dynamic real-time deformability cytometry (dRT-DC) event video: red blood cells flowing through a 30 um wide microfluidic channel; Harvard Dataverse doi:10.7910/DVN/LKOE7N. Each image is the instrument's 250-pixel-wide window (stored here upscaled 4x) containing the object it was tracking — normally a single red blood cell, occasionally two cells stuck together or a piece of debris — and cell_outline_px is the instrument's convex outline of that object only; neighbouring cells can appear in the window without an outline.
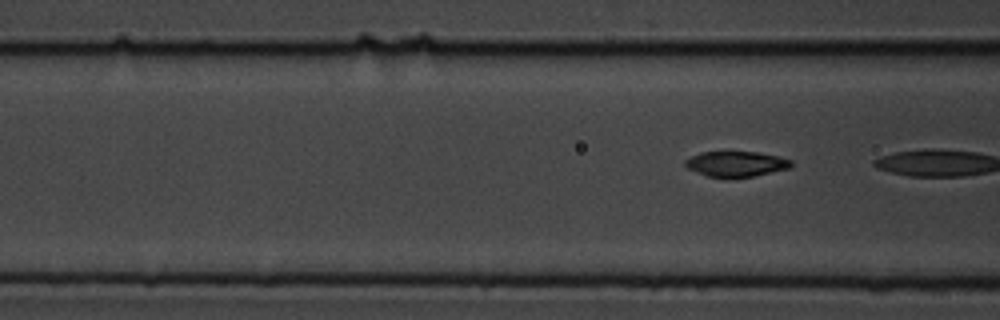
{"species": "common noctule bat (a hibernating species)", "species_latin": "Nyctalus noctula", "temperature_condition": "cold", "stored_images_in_passage": 5, "segment_of_instrument_passage": [2, 2], "camera_frame_rate_fps": 3000, "um_per_image_px": 0.085, "animal": {"sex": "male", "body_mass_g": 19.5, "forearm_length_mm": 54.6}, "frame": {"image": 1, "passage_image": 5, "time_ms": 4.667, "image_size_px": [1000, 320], "cell_outline_px": [[792, 164], [788, 168], [752, 176], [708, 176], [688, 168], [684, 164], [684, 160], [700, 152], [756, 152], [776, 156], [792, 160]], "centroid_in_image_um": [62.54, 13.91], "position_along_channel_um": 104.1, "area_um2": 15.09}}